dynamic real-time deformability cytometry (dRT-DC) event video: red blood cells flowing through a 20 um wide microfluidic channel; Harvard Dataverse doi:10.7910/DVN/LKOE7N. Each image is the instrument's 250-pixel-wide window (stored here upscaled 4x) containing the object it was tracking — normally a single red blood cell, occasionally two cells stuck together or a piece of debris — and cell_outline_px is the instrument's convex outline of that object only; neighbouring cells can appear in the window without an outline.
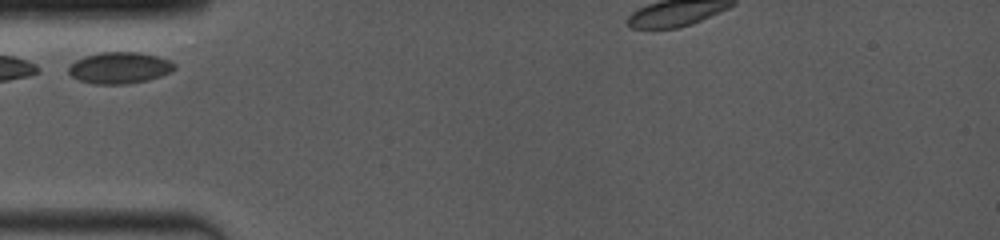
{"species": "common noctule bat (a hibernating species)", "species_latin": "Nyctalus noctula", "temperature_condition": "room temperature", "stored_images_in_passage": 16, "camera_frame_rate_fps": 4000, "um_per_image_px": 0.085, "animal": {"sex": "female", "body_mass_g": 19.0, "forearm_length_mm": 53.3}, "frame": {"image": 1, "passage_image": 1, "time_ms": 0.0, "image_size_px": [1000, 240], "cell_outline_px": [[176, 68], [168, 72], [148, 80], [128, 84], [96, 84], [80, 80], [72, 76], [68, 72], [68, 68], [76, 60], [84, 56], [100, 52], [136, 52], [156, 56], [168, 60], [176, 64]], "centroid_in_image_um": [10.14, 5.76], "position_along_channel_um": 74.9, "area_um2": 19.19}}